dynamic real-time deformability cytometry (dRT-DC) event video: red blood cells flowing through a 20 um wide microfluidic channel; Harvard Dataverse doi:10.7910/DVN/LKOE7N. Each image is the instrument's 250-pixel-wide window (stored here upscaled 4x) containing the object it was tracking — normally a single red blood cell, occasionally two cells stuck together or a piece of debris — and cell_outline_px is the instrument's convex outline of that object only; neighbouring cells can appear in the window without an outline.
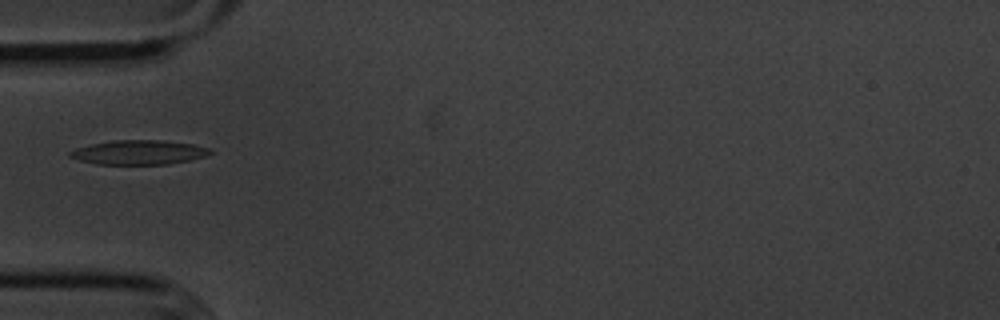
{"species": "common noctule bat (a hibernating species)", "species_latin": "Nyctalus noctula", "temperature_condition": "cold", "stored_images_in_passage": 8, "camera_frame_rate_fps": 3000, "um_per_image_px": 0.085, "animal": {"sex": "male", "body_mass_g": 20.1, "forearm_length_mm": 53.5}, "frame": {"image": 1, "passage_image": 3, "time_ms": 3.333, "image_size_px": [1000, 320], "cell_outline_px": [[212, 152], [204, 156], [188, 160], [168, 164], [96, 164], [80, 160], [68, 156], [68, 152], [76, 148], [92, 144], [112, 140], [160, 140], [192, 144], [212, 148]], "centroid_in_image_um": [11.79, 12.94], "position_along_channel_um": 73.2, "area_um2": 19.77}}
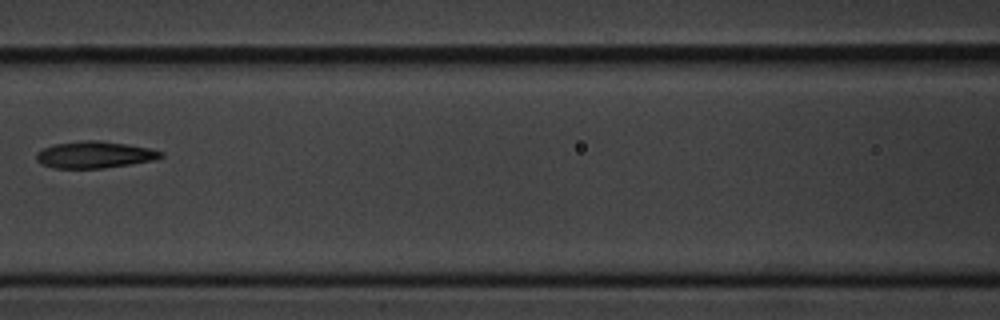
{"frame": {"image": 2, "passage_image": 5, "time_ms": 5.667, "image_size_px": [1000, 320], "cell_outline_px": [[164, 156], [152, 160], [132, 164], [104, 168], [52, 168], [40, 164], [36, 160], [36, 152], [52, 144], [80, 140], [100, 140], [128, 144], [152, 148], [164, 152]], "centroid_in_image_um": [8.03, 13.14], "position_along_channel_um": 158.6, "area_um2": 19.77}}
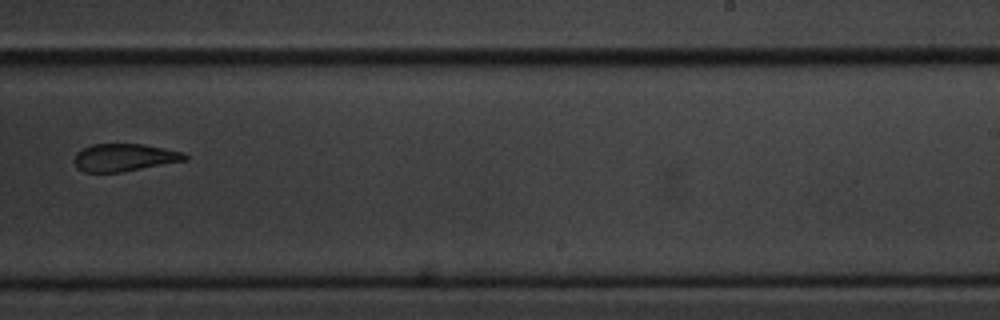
{"frame": {"image": 3, "passage_image": 8, "time_ms": 9.0, "image_size_px": [1000, 320], "cell_outline_px": [[188, 160], [120, 172], [84, 172], [76, 168], [72, 160], [76, 152], [92, 144], [144, 144], [180, 152], [188, 156]], "centroid_in_image_um": [10.5, 13.39], "position_along_channel_um": 278.5, "area_um2": 17.74}}